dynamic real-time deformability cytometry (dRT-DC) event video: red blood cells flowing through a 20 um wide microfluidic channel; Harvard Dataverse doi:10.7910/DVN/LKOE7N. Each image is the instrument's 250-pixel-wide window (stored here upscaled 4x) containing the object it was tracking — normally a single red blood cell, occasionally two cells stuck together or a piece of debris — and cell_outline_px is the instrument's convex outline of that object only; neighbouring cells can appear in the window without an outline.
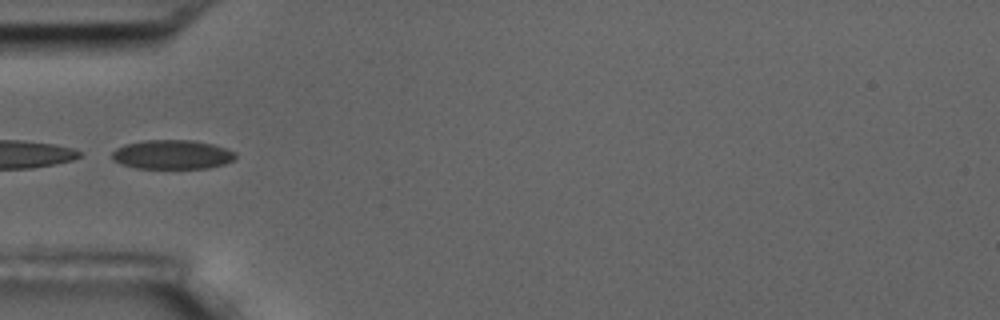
{"species": "common noctule bat (a hibernating species)", "species_latin": "Nyctalus noctula", "temperature_condition": "room temperature", "stored_images_in_passage": 7, "camera_frame_rate_fps": 3000, "um_per_image_px": 0.085, "animal": {"sex": "male", "body_mass_g": 17.5, "forearm_length_mm": 52.3}, "frame": {"image": 1, "passage_image": 6, "time_ms": 5.667, "image_size_px": [1000, 320], "cell_outline_px": [[236, 156], [232, 160], [224, 164], [208, 168], [136, 168], [120, 164], [112, 160], [112, 152], [116, 148], [124, 144], [144, 140], [192, 140], [212, 144], [236, 152]], "centroid_in_image_um": [14.6, 13.13], "position_along_channel_um": 70.4, "area_um2": 21.04}}